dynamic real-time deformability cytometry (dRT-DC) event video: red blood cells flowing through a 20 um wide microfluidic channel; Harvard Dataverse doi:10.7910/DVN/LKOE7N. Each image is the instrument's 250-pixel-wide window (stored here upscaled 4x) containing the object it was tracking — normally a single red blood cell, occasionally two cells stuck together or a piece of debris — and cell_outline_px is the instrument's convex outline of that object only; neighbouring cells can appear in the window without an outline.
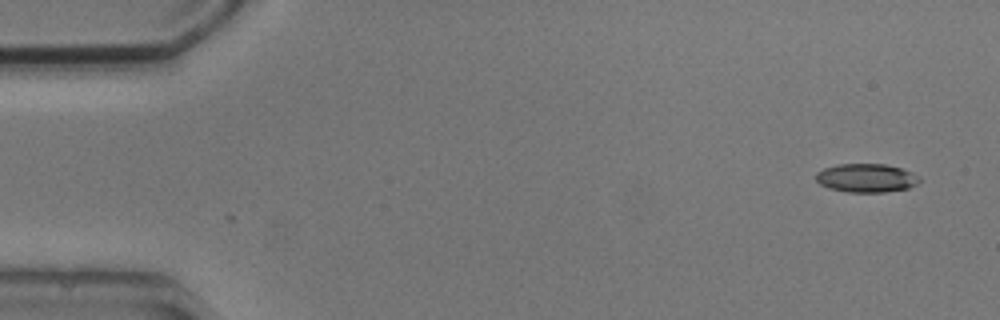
{"species": "common noctule bat (a hibernating species)", "species_latin": "Nyctalus noctula", "temperature_condition": "cold", "stored_images_in_passage": 5, "camera_frame_rate_fps": 3000, "um_per_image_px": 0.085, "animal": {"sex": "male", "body_mass_g": 20.5, "forearm_length_mm": 52.5}, "frame": {"image": 1, "passage_image": 1, "time_ms": 0.0, "image_size_px": [1000, 320], "cell_outline_px": [[920, 180], [916, 184], [908, 188], [884, 192], [848, 192], [828, 188], [820, 184], [816, 180], [816, 172], [824, 168], [836, 164], [884, 164], [900, 168], [912, 172], [920, 176]], "centroid_in_image_um": [73.62, 15.12], "position_along_channel_um": 11.4, "area_um2": 17.28}}
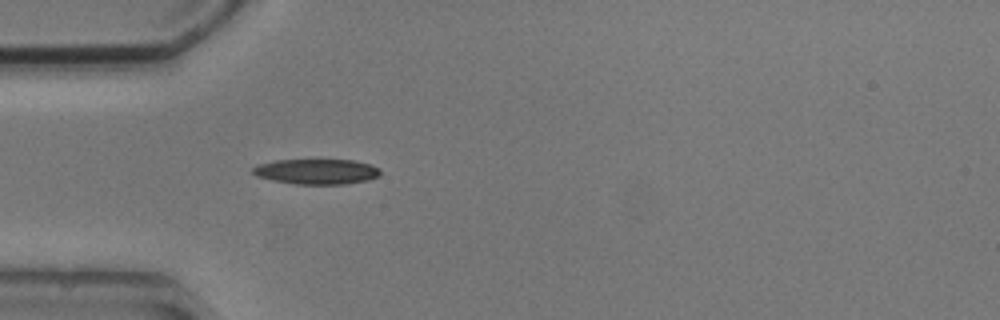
{"frame": {"image": 2, "passage_image": 5, "time_ms": 4.333, "image_size_px": [1000, 320], "cell_outline_px": [[380, 176], [368, 180], [344, 184], [296, 184], [272, 180], [256, 176], [252, 172], [252, 168], [256, 164], [276, 160], [352, 160], [372, 164], [380, 168]], "centroid_in_image_um": [26.92, 14.58], "position_along_channel_um": 58.1, "area_um2": 18.9}}